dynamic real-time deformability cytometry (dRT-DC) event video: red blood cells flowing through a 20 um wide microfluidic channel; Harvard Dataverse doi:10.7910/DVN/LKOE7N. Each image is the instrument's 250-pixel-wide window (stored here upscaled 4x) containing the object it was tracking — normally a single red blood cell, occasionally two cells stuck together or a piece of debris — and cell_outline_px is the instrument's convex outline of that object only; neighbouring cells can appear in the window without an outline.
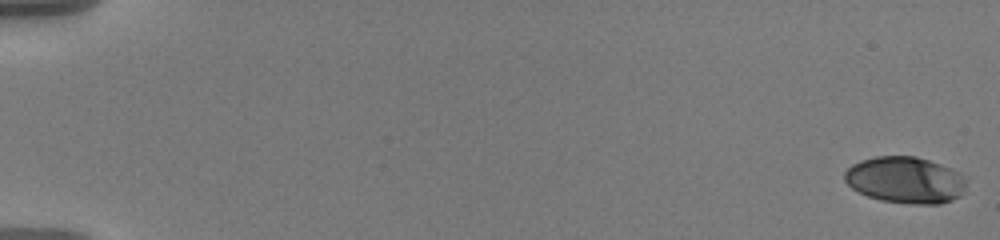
{"species": "human", "species_latin": "Homo sapiens", "temperature_condition": "warm", "stored_images_in_passage": 58, "camera_frame_rate_fps": 3000, "um_per_image_px": 0.085, "donor": {"sex": "male"}, "frame": {"image": 1, "passage_image": 1, "time_ms": 0.0, "image_size_px": [1000, 240], "cell_outline_px": [[968, 176], [960, 196], [952, 200], [940, 204], [912, 204], [880, 200], [868, 196], [852, 188], [844, 180], [844, 172], [852, 164], [860, 160], [876, 156], [916, 156], [940, 164], [960, 172]], "centroid_in_image_um": [76.96, 15.3], "position_along_channel_um": 8.0, "area_um2": 33.18}}
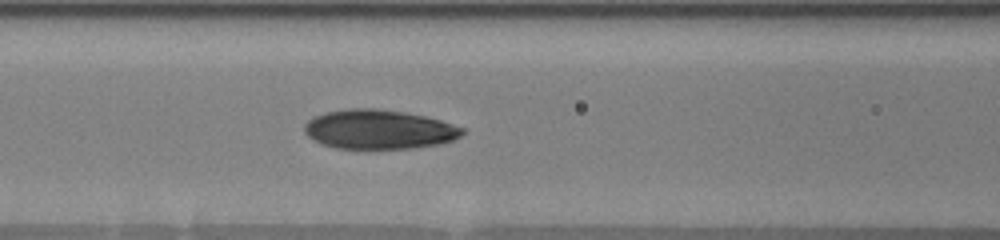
{"frame": {"image": 2, "passage_image": 27, "time_ms": 8.667, "image_size_px": [1000, 240], "cell_outline_px": [[464, 132], [460, 136], [452, 140], [440, 144], [412, 148], [336, 148], [312, 140], [304, 132], [304, 124], [308, 120], [324, 112], [348, 108], [376, 108], [404, 112], [424, 116], [440, 120], [464, 128]], "centroid_in_image_um": [32.19, 10.99], "position_along_channel_um": 134.4, "area_um2": 36.07}}
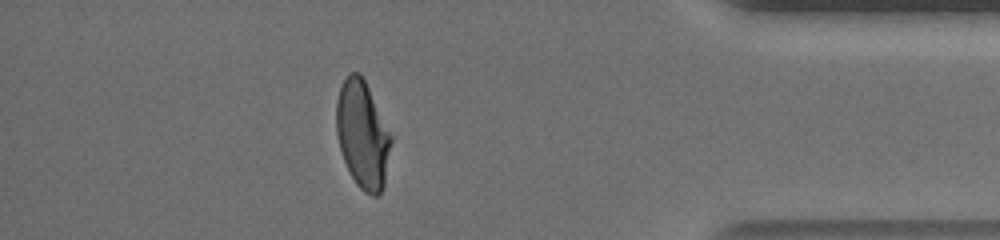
{"frame": {"image": 3, "passage_image": 52, "time_ms": 17.0, "image_size_px": [1000, 240], "cell_outline_px": [[392, 140], [384, 184], [380, 192], [376, 196], [372, 196], [364, 192], [356, 184], [344, 160], [340, 148], [336, 132], [336, 100], [340, 88], [348, 72], [360, 72], [392, 136]], "centroid_in_image_um": [30.81, 11.44], "position_along_channel_um": 404.4, "area_um2": 33.93}, "authors_computed_cell_mechanics": {"area_um2": 35.0268, "velocity_mm_per_s": 3.5899, "shape_relaxation_time_tau1_ms": 5.5953, "shape_relaxation_time_tau2_ms": 1.3757, "deformation_change_tau1": 0.2084, "deformation_change_tau2": 0.0662}}